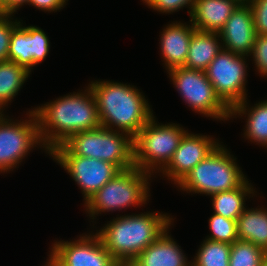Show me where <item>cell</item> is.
<instances>
[{
    "instance_id": "29",
    "label": "cell",
    "mask_w": 267,
    "mask_h": 266,
    "mask_svg": "<svg viewBox=\"0 0 267 266\" xmlns=\"http://www.w3.org/2000/svg\"><path fill=\"white\" fill-rule=\"evenodd\" d=\"M149 8L156 10L160 13L171 14L178 12L183 7L189 8V16L194 7L195 0H142Z\"/></svg>"
},
{
    "instance_id": "34",
    "label": "cell",
    "mask_w": 267,
    "mask_h": 266,
    "mask_svg": "<svg viewBox=\"0 0 267 266\" xmlns=\"http://www.w3.org/2000/svg\"><path fill=\"white\" fill-rule=\"evenodd\" d=\"M47 263L44 266H62L51 254L48 255Z\"/></svg>"
},
{
    "instance_id": "13",
    "label": "cell",
    "mask_w": 267,
    "mask_h": 266,
    "mask_svg": "<svg viewBox=\"0 0 267 266\" xmlns=\"http://www.w3.org/2000/svg\"><path fill=\"white\" fill-rule=\"evenodd\" d=\"M219 144V140L213 139L212 136L187 132L168 164L160 172L163 173V177L166 176L178 185Z\"/></svg>"
},
{
    "instance_id": "32",
    "label": "cell",
    "mask_w": 267,
    "mask_h": 266,
    "mask_svg": "<svg viewBox=\"0 0 267 266\" xmlns=\"http://www.w3.org/2000/svg\"><path fill=\"white\" fill-rule=\"evenodd\" d=\"M68 0H29L28 5L44 12H56L64 8Z\"/></svg>"
},
{
    "instance_id": "25",
    "label": "cell",
    "mask_w": 267,
    "mask_h": 266,
    "mask_svg": "<svg viewBox=\"0 0 267 266\" xmlns=\"http://www.w3.org/2000/svg\"><path fill=\"white\" fill-rule=\"evenodd\" d=\"M267 253L255 244L237 240L231 244L229 266H261Z\"/></svg>"
},
{
    "instance_id": "31",
    "label": "cell",
    "mask_w": 267,
    "mask_h": 266,
    "mask_svg": "<svg viewBox=\"0 0 267 266\" xmlns=\"http://www.w3.org/2000/svg\"><path fill=\"white\" fill-rule=\"evenodd\" d=\"M249 5L253 12L256 33L267 35V0H253Z\"/></svg>"
},
{
    "instance_id": "15",
    "label": "cell",
    "mask_w": 267,
    "mask_h": 266,
    "mask_svg": "<svg viewBox=\"0 0 267 266\" xmlns=\"http://www.w3.org/2000/svg\"><path fill=\"white\" fill-rule=\"evenodd\" d=\"M167 25L161 32L159 43L163 64L168 72L170 69L184 66L195 28L192 23L188 25L177 21Z\"/></svg>"
},
{
    "instance_id": "36",
    "label": "cell",
    "mask_w": 267,
    "mask_h": 266,
    "mask_svg": "<svg viewBox=\"0 0 267 266\" xmlns=\"http://www.w3.org/2000/svg\"><path fill=\"white\" fill-rule=\"evenodd\" d=\"M8 0H0V8L7 2Z\"/></svg>"
},
{
    "instance_id": "27",
    "label": "cell",
    "mask_w": 267,
    "mask_h": 266,
    "mask_svg": "<svg viewBox=\"0 0 267 266\" xmlns=\"http://www.w3.org/2000/svg\"><path fill=\"white\" fill-rule=\"evenodd\" d=\"M46 33L39 27L30 26V47L32 54V69L49 54L50 43Z\"/></svg>"
},
{
    "instance_id": "10",
    "label": "cell",
    "mask_w": 267,
    "mask_h": 266,
    "mask_svg": "<svg viewBox=\"0 0 267 266\" xmlns=\"http://www.w3.org/2000/svg\"><path fill=\"white\" fill-rule=\"evenodd\" d=\"M246 59L222 48L205 70L217 95L230 109L247 99Z\"/></svg>"
},
{
    "instance_id": "12",
    "label": "cell",
    "mask_w": 267,
    "mask_h": 266,
    "mask_svg": "<svg viewBox=\"0 0 267 266\" xmlns=\"http://www.w3.org/2000/svg\"><path fill=\"white\" fill-rule=\"evenodd\" d=\"M91 234L74 241H56L49 252L62 266H120L99 236Z\"/></svg>"
},
{
    "instance_id": "30",
    "label": "cell",
    "mask_w": 267,
    "mask_h": 266,
    "mask_svg": "<svg viewBox=\"0 0 267 266\" xmlns=\"http://www.w3.org/2000/svg\"><path fill=\"white\" fill-rule=\"evenodd\" d=\"M254 65L261 76L267 77V35H258L253 46Z\"/></svg>"
},
{
    "instance_id": "28",
    "label": "cell",
    "mask_w": 267,
    "mask_h": 266,
    "mask_svg": "<svg viewBox=\"0 0 267 266\" xmlns=\"http://www.w3.org/2000/svg\"><path fill=\"white\" fill-rule=\"evenodd\" d=\"M14 15L0 14V62L8 61V50L13 29L20 23Z\"/></svg>"
},
{
    "instance_id": "7",
    "label": "cell",
    "mask_w": 267,
    "mask_h": 266,
    "mask_svg": "<svg viewBox=\"0 0 267 266\" xmlns=\"http://www.w3.org/2000/svg\"><path fill=\"white\" fill-rule=\"evenodd\" d=\"M155 119L153 115L134 137V166L152 175L168 164L188 132L179 124H158Z\"/></svg>"
},
{
    "instance_id": "37",
    "label": "cell",
    "mask_w": 267,
    "mask_h": 266,
    "mask_svg": "<svg viewBox=\"0 0 267 266\" xmlns=\"http://www.w3.org/2000/svg\"><path fill=\"white\" fill-rule=\"evenodd\" d=\"M261 266H267V258L263 261Z\"/></svg>"
},
{
    "instance_id": "23",
    "label": "cell",
    "mask_w": 267,
    "mask_h": 266,
    "mask_svg": "<svg viewBox=\"0 0 267 266\" xmlns=\"http://www.w3.org/2000/svg\"><path fill=\"white\" fill-rule=\"evenodd\" d=\"M20 23L13 29L8 50V61L17 63L31 73L32 54L30 47V26Z\"/></svg>"
},
{
    "instance_id": "35",
    "label": "cell",
    "mask_w": 267,
    "mask_h": 266,
    "mask_svg": "<svg viewBox=\"0 0 267 266\" xmlns=\"http://www.w3.org/2000/svg\"><path fill=\"white\" fill-rule=\"evenodd\" d=\"M238 4H250L253 0H234Z\"/></svg>"
},
{
    "instance_id": "22",
    "label": "cell",
    "mask_w": 267,
    "mask_h": 266,
    "mask_svg": "<svg viewBox=\"0 0 267 266\" xmlns=\"http://www.w3.org/2000/svg\"><path fill=\"white\" fill-rule=\"evenodd\" d=\"M24 67L12 61L0 62V112L18 94L23 84L30 76ZM4 108V110H3Z\"/></svg>"
},
{
    "instance_id": "5",
    "label": "cell",
    "mask_w": 267,
    "mask_h": 266,
    "mask_svg": "<svg viewBox=\"0 0 267 266\" xmlns=\"http://www.w3.org/2000/svg\"><path fill=\"white\" fill-rule=\"evenodd\" d=\"M246 180L236 158L220 143L182 179L177 187L187 193L211 196L234 190Z\"/></svg>"
},
{
    "instance_id": "3",
    "label": "cell",
    "mask_w": 267,
    "mask_h": 266,
    "mask_svg": "<svg viewBox=\"0 0 267 266\" xmlns=\"http://www.w3.org/2000/svg\"><path fill=\"white\" fill-rule=\"evenodd\" d=\"M111 220L99 231L96 230V234L120 264L129 265L171 226L174 219L167 213L149 211Z\"/></svg>"
},
{
    "instance_id": "17",
    "label": "cell",
    "mask_w": 267,
    "mask_h": 266,
    "mask_svg": "<svg viewBox=\"0 0 267 266\" xmlns=\"http://www.w3.org/2000/svg\"><path fill=\"white\" fill-rule=\"evenodd\" d=\"M238 5L234 0H195L190 22L196 30L218 33Z\"/></svg>"
},
{
    "instance_id": "21",
    "label": "cell",
    "mask_w": 267,
    "mask_h": 266,
    "mask_svg": "<svg viewBox=\"0 0 267 266\" xmlns=\"http://www.w3.org/2000/svg\"><path fill=\"white\" fill-rule=\"evenodd\" d=\"M255 189L248 179L240 186L230 191H223L211 195L213 213L231 220H237L246 209L245 200L255 196ZM247 196V197H246Z\"/></svg>"
},
{
    "instance_id": "26",
    "label": "cell",
    "mask_w": 267,
    "mask_h": 266,
    "mask_svg": "<svg viewBox=\"0 0 267 266\" xmlns=\"http://www.w3.org/2000/svg\"><path fill=\"white\" fill-rule=\"evenodd\" d=\"M209 230L211 235L205 239L233 244L238 238L237 222L213 213L209 218Z\"/></svg>"
},
{
    "instance_id": "16",
    "label": "cell",
    "mask_w": 267,
    "mask_h": 266,
    "mask_svg": "<svg viewBox=\"0 0 267 266\" xmlns=\"http://www.w3.org/2000/svg\"><path fill=\"white\" fill-rule=\"evenodd\" d=\"M169 229L170 227L156 241L144 249L129 265L191 266V261H188L181 247L168 234Z\"/></svg>"
},
{
    "instance_id": "19",
    "label": "cell",
    "mask_w": 267,
    "mask_h": 266,
    "mask_svg": "<svg viewBox=\"0 0 267 266\" xmlns=\"http://www.w3.org/2000/svg\"><path fill=\"white\" fill-rule=\"evenodd\" d=\"M247 104L245 99L235 105L231 109L230 119L237 118V116H247L244 136L249 141L267 148V100L258 102L253 107H249Z\"/></svg>"
},
{
    "instance_id": "11",
    "label": "cell",
    "mask_w": 267,
    "mask_h": 266,
    "mask_svg": "<svg viewBox=\"0 0 267 266\" xmlns=\"http://www.w3.org/2000/svg\"><path fill=\"white\" fill-rule=\"evenodd\" d=\"M78 184L85 203L121 170L113 163L78 155H49Z\"/></svg>"
},
{
    "instance_id": "4",
    "label": "cell",
    "mask_w": 267,
    "mask_h": 266,
    "mask_svg": "<svg viewBox=\"0 0 267 266\" xmlns=\"http://www.w3.org/2000/svg\"><path fill=\"white\" fill-rule=\"evenodd\" d=\"M49 155H78L115 164L120 170L134 167V138L99 127L81 131L56 146Z\"/></svg>"
},
{
    "instance_id": "2",
    "label": "cell",
    "mask_w": 267,
    "mask_h": 266,
    "mask_svg": "<svg viewBox=\"0 0 267 266\" xmlns=\"http://www.w3.org/2000/svg\"><path fill=\"white\" fill-rule=\"evenodd\" d=\"M96 101L102 127L133 138L153 116L148 101L134 85L114 81H91L88 85Z\"/></svg>"
},
{
    "instance_id": "14",
    "label": "cell",
    "mask_w": 267,
    "mask_h": 266,
    "mask_svg": "<svg viewBox=\"0 0 267 266\" xmlns=\"http://www.w3.org/2000/svg\"><path fill=\"white\" fill-rule=\"evenodd\" d=\"M218 33L224 50L246 57L251 55L257 33L250 5L239 4Z\"/></svg>"
},
{
    "instance_id": "8",
    "label": "cell",
    "mask_w": 267,
    "mask_h": 266,
    "mask_svg": "<svg viewBox=\"0 0 267 266\" xmlns=\"http://www.w3.org/2000/svg\"><path fill=\"white\" fill-rule=\"evenodd\" d=\"M168 74L174 87L192 111L215 120H229L231 109L217 95L205 71L182 66L170 69Z\"/></svg>"
},
{
    "instance_id": "1",
    "label": "cell",
    "mask_w": 267,
    "mask_h": 266,
    "mask_svg": "<svg viewBox=\"0 0 267 266\" xmlns=\"http://www.w3.org/2000/svg\"><path fill=\"white\" fill-rule=\"evenodd\" d=\"M39 136L49 154L70 136L101 127L96 101L88 86L83 92H73L33 108Z\"/></svg>"
},
{
    "instance_id": "6",
    "label": "cell",
    "mask_w": 267,
    "mask_h": 266,
    "mask_svg": "<svg viewBox=\"0 0 267 266\" xmlns=\"http://www.w3.org/2000/svg\"><path fill=\"white\" fill-rule=\"evenodd\" d=\"M151 175L135 166L118 172L85 203L84 207L90 219L94 220L96 215L102 212L120 211L128 207L146 205V201L150 199L148 197L150 196Z\"/></svg>"
},
{
    "instance_id": "18",
    "label": "cell",
    "mask_w": 267,
    "mask_h": 266,
    "mask_svg": "<svg viewBox=\"0 0 267 266\" xmlns=\"http://www.w3.org/2000/svg\"><path fill=\"white\" fill-rule=\"evenodd\" d=\"M217 32L194 30L184 67L205 71L222 49Z\"/></svg>"
},
{
    "instance_id": "9",
    "label": "cell",
    "mask_w": 267,
    "mask_h": 266,
    "mask_svg": "<svg viewBox=\"0 0 267 266\" xmlns=\"http://www.w3.org/2000/svg\"><path fill=\"white\" fill-rule=\"evenodd\" d=\"M28 113L26 115L29 119H22V121L7 119L4 113L0 114L1 173H7L16 168L34 147L44 148L34 111L29 110Z\"/></svg>"
},
{
    "instance_id": "33",
    "label": "cell",
    "mask_w": 267,
    "mask_h": 266,
    "mask_svg": "<svg viewBox=\"0 0 267 266\" xmlns=\"http://www.w3.org/2000/svg\"><path fill=\"white\" fill-rule=\"evenodd\" d=\"M28 4L29 0H8L1 8L0 14L13 15L20 9L24 4Z\"/></svg>"
},
{
    "instance_id": "38",
    "label": "cell",
    "mask_w": 267,
    "mask_h": 266,
    "mask_svg": "<svg viewBox=\"0 0 267 266\" xmlns=\"http://www.w3.org/2000/svg\"><path fill=\"white\" fill-rule=\"evenodd\" d=\"M120 266H130V265H126V264H120Z\"/></svg>"
},
{
    "instance_id": "20",
    "label": "cell",
    "mask_w": 267,
    "mask_h": 266,
    "mask_svg": "<svg viewBox=\"0 0 267 266\" xmlns=\"http://www.w3.org/2000/svg\"><path fill=\"white\" fill-rule=\"evenodd\" d=\"M267 208H247L236 220L239 240L247 241L267 253Z\"/></svg>"
},
{
    "instance_id": "24",
    "label": "cell",
    "mask_w": 267,
    "mask_h": 266,
    "mask_svg": "<svg viewBox=\"0 0 267 266\" xmlns=\"http://www.w3.org/2000/svg\"><path fill=\"white\" fill-rule=\"evenodd\" d=\"M231 244L209 239L203 240L191 266H229Z\"/></svg>"
}]
</instances>
